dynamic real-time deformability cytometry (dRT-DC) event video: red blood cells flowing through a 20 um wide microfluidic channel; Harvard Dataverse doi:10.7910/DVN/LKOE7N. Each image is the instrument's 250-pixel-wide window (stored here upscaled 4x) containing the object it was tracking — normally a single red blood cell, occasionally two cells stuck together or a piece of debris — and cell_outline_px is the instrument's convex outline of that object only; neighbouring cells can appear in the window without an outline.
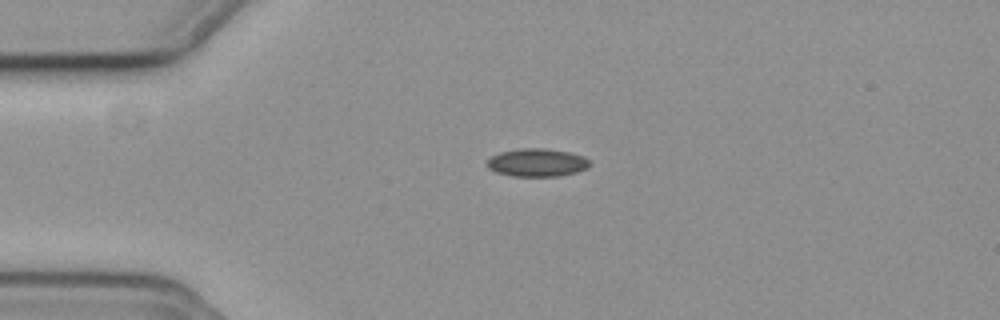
{"species": "common noctule bat (a hibernating species)", "species_latin": "Nyctalus noctula", "temperature_condition": "cold", "stored_images_in_passage": 43, "camera_frame_rate_fps": 3000, "um_per_image_px": 0.085, "animal": {"sex": "female", "body_mass_g": 19.3, "forearm_length_mm": 54.1}, "frame": {"image": 1, "passage_image": 1, "time_ms": 0.0, "image_size_px": [1000, 320], "cell_outline_px": [[592, 164], [588, 168], [576, 172], [560, 176], [512, 176], [496, 172], [488, 168], [484, 164], [492, 156], [500, 152], [520, 148], [544, 148], [568, 152], [584, 156]], "centroid_in_image_um": [45.64, 13.82], "position_along_channel_um": 39.4, "area_um2": 16.88}}
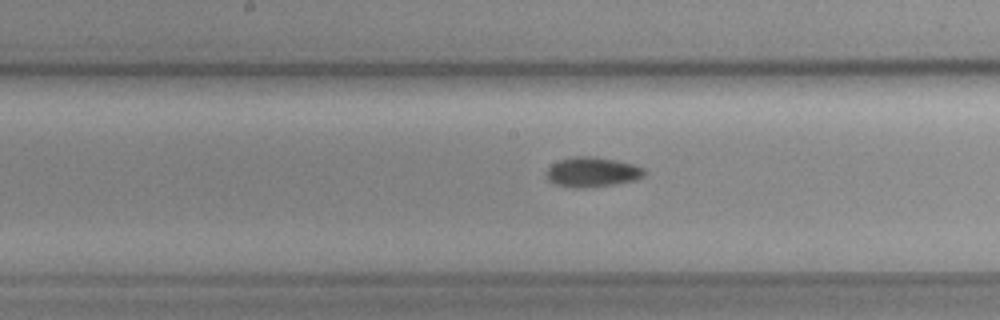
{"frame": {"image": 2, "passage_image": 16, "time_ms": 5.0, "image_size_px": [1000, 320], "cell_outline_px": [[644, 176], [636, 180], [616, 184], [580, 188], [576, 188], [556, 184], [548, 180], [548, 168], [552, 164], [560, 160], [576, 156], [592, 156], [616, 160], [632, 164], [644, 168]], "centroid_in_image_um": [50.37, 14.62], "position_along_channel_um": 197.8, "area_um2": 16.82}}
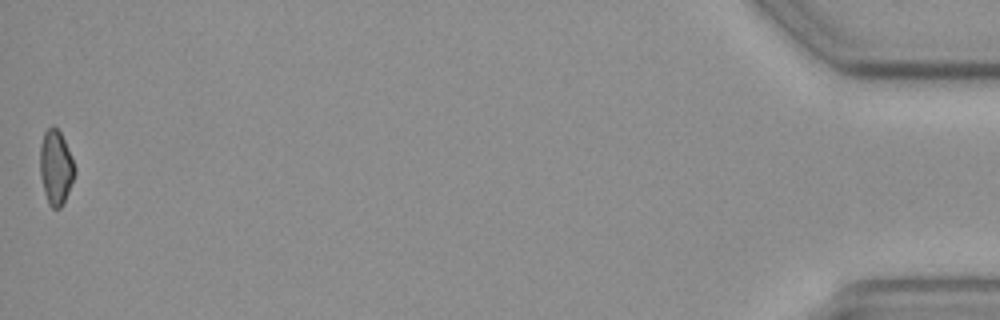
{"frame": {"image": 3, "passage_image": 43, "time_ms": 14.0, "image_size_px": [1000, 320], "cell_outline_px": [[76, 172], [64, 204], [60, 208], [52, 208], [48, 204], [44, 192], [40, 176], [40, 144], [44, 132], [52, 124], [60, 132], [64, 140], [76, 168]], "centroid_in_image_um": [4.74, 14.25], "position_along_channel_um": 430.5, "area_um2": 15.2}, "authors_computed_cell_mechanics": {"area_um2": 15.895, "velocity_mm_per_s": 3.7545, "shape_relaxation_time_tau1_ms": 2.1643, "shape_relaxation_time_tau2_ms": 9.7038, "deformation_change_tau1": 0.0621, "deformation_change_tau2": 0.1524}}